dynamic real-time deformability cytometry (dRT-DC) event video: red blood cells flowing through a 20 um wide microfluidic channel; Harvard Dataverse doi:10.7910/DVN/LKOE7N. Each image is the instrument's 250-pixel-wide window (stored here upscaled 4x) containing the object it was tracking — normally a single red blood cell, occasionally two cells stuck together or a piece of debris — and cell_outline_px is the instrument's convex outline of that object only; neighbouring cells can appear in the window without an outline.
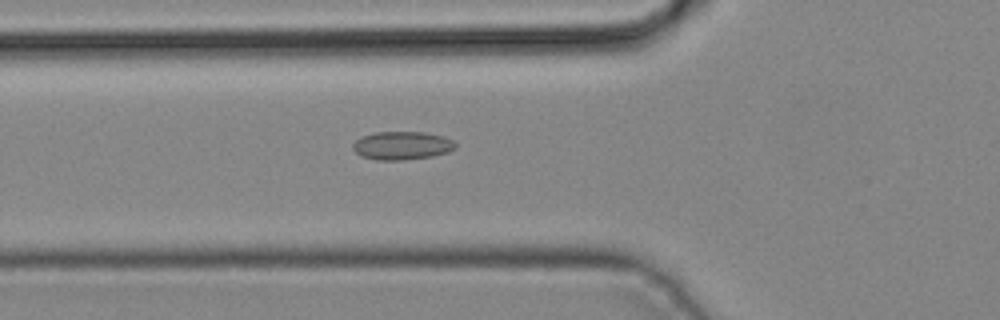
{"species": "common noctule bat (a hibernating species)", "species_latin": "Nyctalus noctula", "temperature_condition": "cold", "stored_images_in_passage": 44, "camera_frame_rate_fps": 3000, "um_per_image_px": 0.085, "animal": {"sex": "male", "body_mass_g": 19.2, "forearm_length_mm": 51.8}, "frame": {"image": 1, "passage_image": 16, "time_ms": 5.0, "image_size_px": [1000, 320], "cell_outline_px": [[456, 148], [448, 152], [432, 156], [400, 160], [376, 160], [360, 156], [352, 148], [352, 144], [360, 136], [376, 132], [424, 132], [444, 136], [452, 140], [456, 144]], "centroid_in_image_um": [34.15, 12.37], "position_along_channel_um": 91.7, "area_um2": 16.99}}
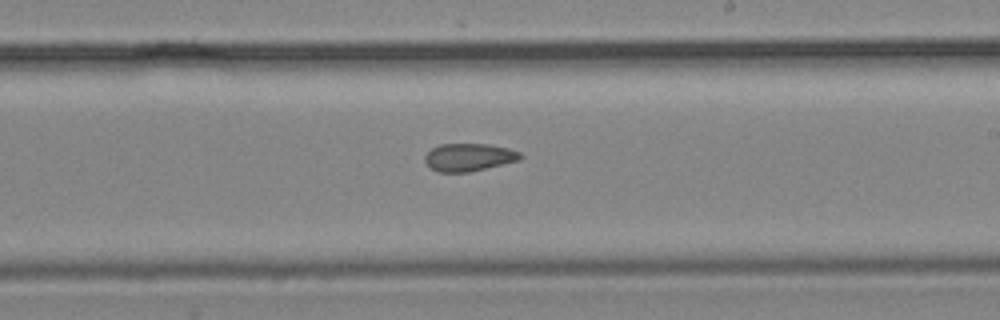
{"frame": {"image": 2, "passage_image": 26, "time_ms": 8.333, "image_size_px": [1000, 320], "cell_outline_px": [[524, 156], [520, 160], [468, 172], [436, 172], [424, 160], [424, 156], [432, 148], [440, 144], [488, 144], [508, 148], [520, 152]], "centroid_in_image_um": [39.86, 13.36], "position_along_channel_um": 249.1, "area_um2": 15.37}}
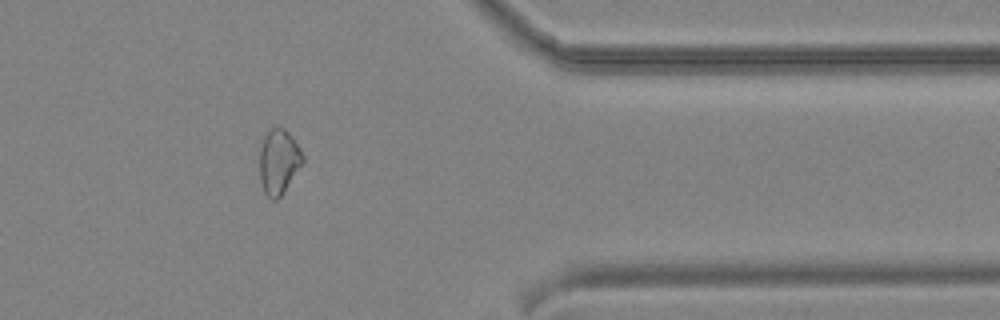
{"frame": {"image": 3, "passage_image": 36, "time_ms": 11.667, "image_size_px": [1000, 320], "cell_outline_px": [[304, 160], [284, 192], [276, 200], [272, 200], [264, 192], [260, 180], [260, 148], [264, 136], [268, 128], [276, 124], [284, 128], [292, 136], [300, 148], [304, 156]], "centroid_in_image_um": [23.68, 13.68], "position_along_channel_um": 387.7, "area_um2": 16.53}}